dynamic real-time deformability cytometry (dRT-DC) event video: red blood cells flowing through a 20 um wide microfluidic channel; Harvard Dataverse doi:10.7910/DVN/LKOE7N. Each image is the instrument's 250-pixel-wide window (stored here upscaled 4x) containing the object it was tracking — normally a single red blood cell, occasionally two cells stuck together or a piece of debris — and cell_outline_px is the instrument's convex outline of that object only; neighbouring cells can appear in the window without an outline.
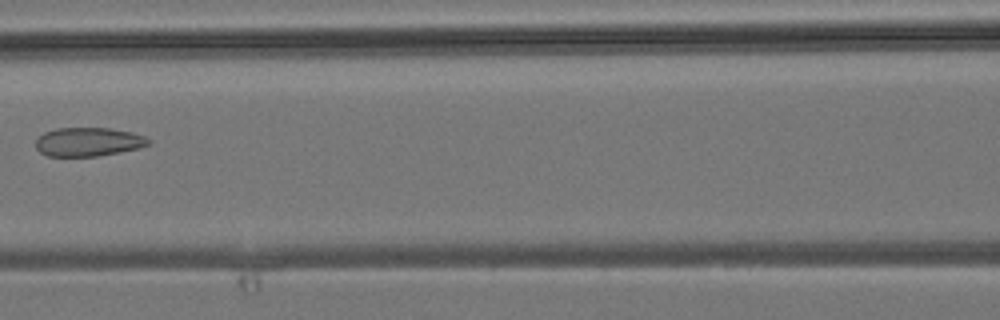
{"species": "common noctule bat (a hibernating species)", "species_latin": "Nyctalus noctula", "temperature_condition": "room temperature", "stored_images_in_passage": 6, "camera_frame_rate_fps": 3000, "um_per_image_px": 0.085, "animal": {"sex": "male", "body_mass_g": 19.2, "forearm_length_mm": 51.8}, "frame": {"image": 1, "passage_image": 6, "time_ms": 6.667, "image_size_px": [1000, 320], "cell_outline_px": [[152, 144], [140, 148], [120, 152], [96, 156], [48, 156], [40, 152], [36, 148], [36, 140], [44, 132], [56, 128], [108, 128], [132, 132], [144, 136], [152, 140]], "centroid_in_image_um": [7.54, 12.06], "position_along_channel_um": 159.1, "area_um2": 19.02}}